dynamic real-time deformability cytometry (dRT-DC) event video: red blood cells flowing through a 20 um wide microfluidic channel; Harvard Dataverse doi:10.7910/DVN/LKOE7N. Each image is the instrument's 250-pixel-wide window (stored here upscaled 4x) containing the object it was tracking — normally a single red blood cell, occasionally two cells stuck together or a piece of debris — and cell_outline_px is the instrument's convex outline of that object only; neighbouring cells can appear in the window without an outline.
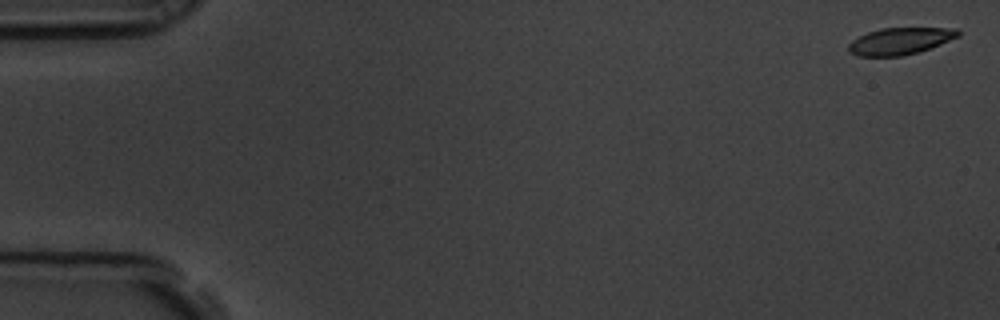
{"species": "common noctule bat (a hibernating species)", "species_latin": "Nyctalus noctula", "temperature_condition": "room temperature", "stored_images_in_passage": 7, "camera_frame_rate_fps": 3000, "um_per_image_px": 0.085, "animal": {"sex": "male", "body_mass_g": 19.5, "forearm_length_mm": 54.6}, "frame": {"image": 1, "passage_image": 1, "time_ms": 0.0, "image_size_px": [1000, 320], "cell_outline_px": [[960, 36], [920, 52], [900, 56], [856, 56], [848, 52], [848, 44], [852, 40], [868, 32], [880, 28], [956, 28], [960, 32]], "centroid_in_image_um": [76.49, 3.5], "position_along_channel_um": 8.5, "area_um2": 17.22}}
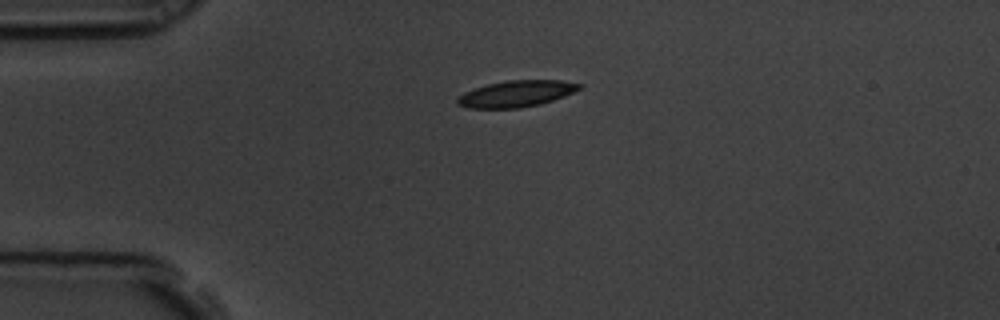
{"frame": {"image": 2, "passage_image": 5, "time_ms": 1.333, "image_size_px": [1000, 320], "cell_outline_px": [[584, 84], [580, 88], [564, 96], [540, 104], [520, 108], [468, 108], [456, 104], [456, 96], [472, 88], [488, 84], [508, 80], [560, 80]], "centroid_in_image_um": [43.83, 7.96], "position_along_channel_um": 41.2, "area_um2": 18.84}}
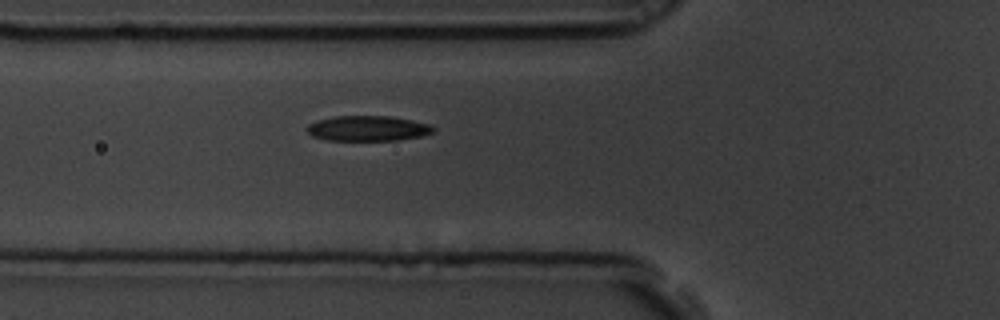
{"frame": {"image": 3, "passage_image": 7, "time_ms": 2.0, "image_size_px": [1000, 320], "cell_outline_px": [[436, 128], [432, 132], [420, 136], [396, 140], [328, 140], [312, 136], [304, 128], [308, 124], [316, 120], [336, 116], [392, 116], [432, 124]], "centroid_in_image_um": [31.25, 10.9], "position_along_channel_um": 94.5, "area_um2": 18.67}}